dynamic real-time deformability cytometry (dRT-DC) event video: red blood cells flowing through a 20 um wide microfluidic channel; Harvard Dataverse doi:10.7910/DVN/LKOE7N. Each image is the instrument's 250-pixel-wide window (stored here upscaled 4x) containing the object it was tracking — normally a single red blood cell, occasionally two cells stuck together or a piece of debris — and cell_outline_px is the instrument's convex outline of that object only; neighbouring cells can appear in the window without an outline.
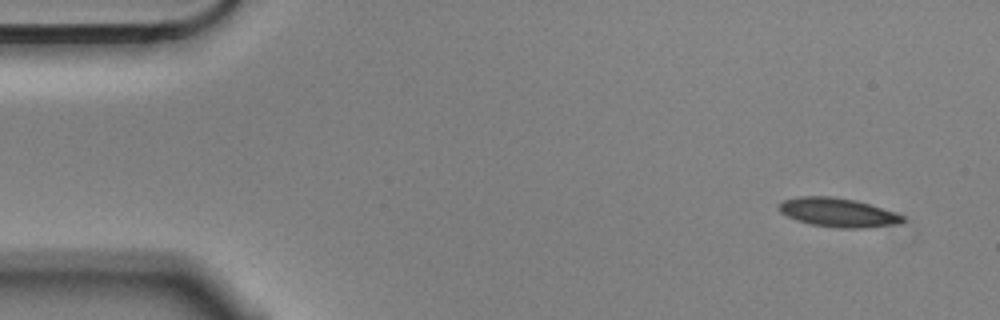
{"species": "Egyptian fruit bat (a non-hibernating species)", "species_latin": "Rousettus aegyptiacus", "temperature_condition": "cold", "stored_images_in_passage": 14, "camera_frame_rate_fps": 3000, "um_per_image_px": 0.085, "animal": {"sex": "male"}, "frame": {"image": 1, "passage_image": 1, "time_ms": 0.0, "image_size_px": [1000, 320], "cell_outline_px": [[904, 220], [892, 224], [856, 228], [840, 228], [812, 224], [796, 220], [780, 212], [780, 204], [784, 200], [800, 196], [832, 196], [856, 200], [904, 216]], "centroid_in_image_um": [71.16, 18.04], "position_along_channel_um": 13.8, "area_um2": 20.23}}
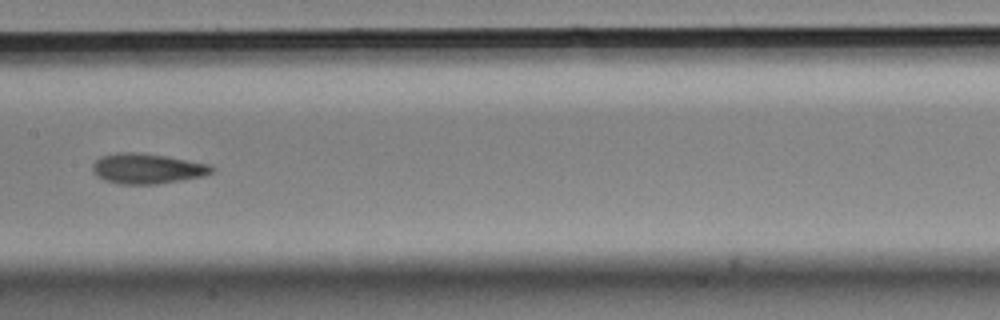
{"frame": {"image": 2, "passage_image": 7, "time_ms": 2.0, "image_size_px": [1000, 320], "cell_outline_px": [[216, 168], [212, 172], [204, 176], [156, 184], [120, 184], [104, 180], [96, 176], [92, 172], [92, 164], [100, 156], [120, 152], [140, 152], [168, 156], [208, 164]], "centroid_in_image_um": [12.48, 14.32], "position_along_channel_um": 194.9, "area_um2": 21.15}}
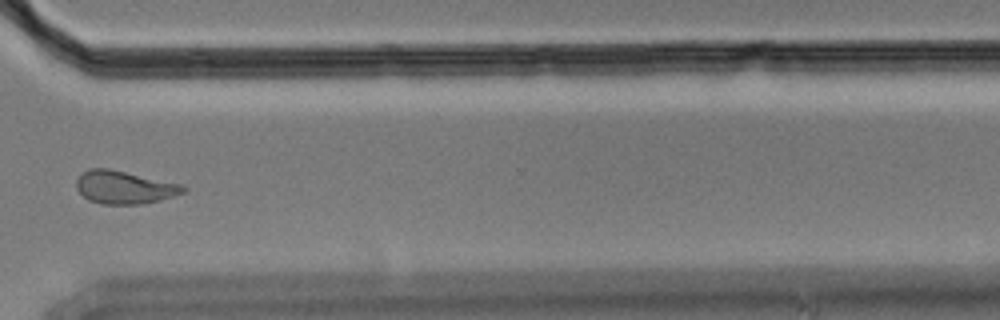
{"frame": {"image": 3, "passage_image": 11, "time_ms": 3.333, "image_size_px": [1000, 320], "cell_outline_px": [[188, 188], [184, 192], [160, 200], [140, 204], [100, 204], [88, 200], [76, 188], [76, 180], [88, 168], [108, 168], [180, 184]], "centroid_in_image_um": [10.54, 15.93], "position_along_channel_um": 360.1, "area_um2": 20.29}}